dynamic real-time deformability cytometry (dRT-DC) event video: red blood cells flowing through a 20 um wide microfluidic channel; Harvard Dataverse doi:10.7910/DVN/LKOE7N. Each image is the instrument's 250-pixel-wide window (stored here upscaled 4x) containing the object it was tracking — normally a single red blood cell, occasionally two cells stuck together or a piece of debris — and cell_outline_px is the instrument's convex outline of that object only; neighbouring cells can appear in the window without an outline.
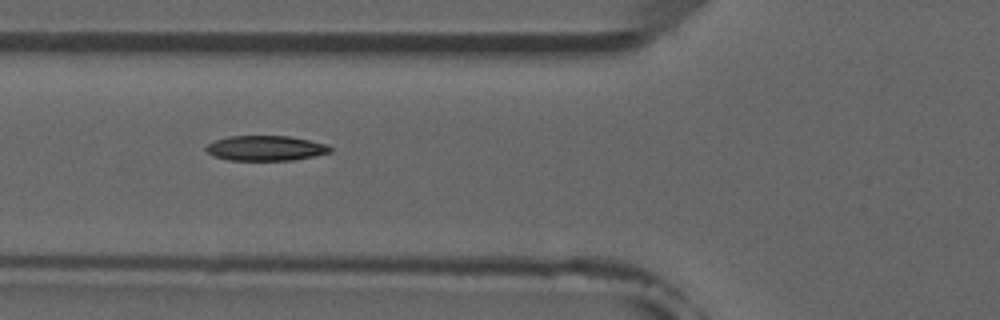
{"species": "common noctule bat (a hibernating species)", "species_latin": "Nyctalus noctula", "temperature_condition": "room temperature", "stored_images_in_passage": 9, "camera_frame_rate_fps": 3000, "um_per_image_px": 0.085, "animal": {"sex": "male", "forearm_length_mm": 52.5}, "frame": {"image": 1, "passage_image": 7, "time_ms": 6.667, "image_size_px": [1000, 320], "cell_outline_px": [[332, 152], [292, 160], [228, 160], [212, 156], [204, 148], [208, 144], [216, 140], [228, 136], [288, 136], [328, 144], [332, 148]], "centroid_in_image_um": [22.57, 12.59], "position_along_channel_um": 103.2, "area_um2": 18.09}}
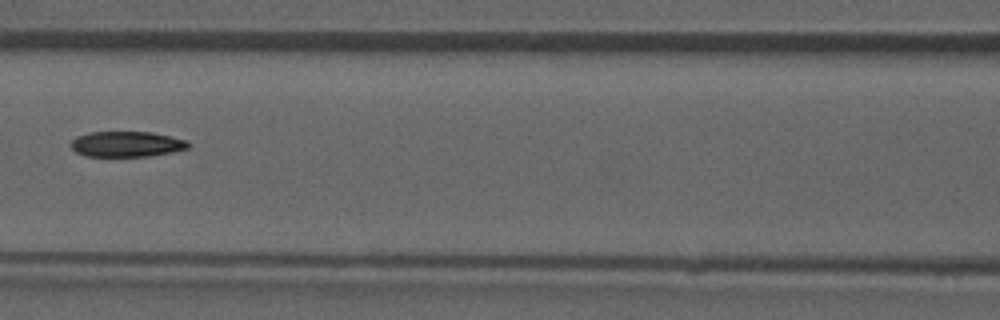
{"frame": {"image": 2, "passage_image": 8, "time_ms": 8.0, "image_size_px": [1000, 320], "cell_outline_px": [[192, 144], [188, 148], [172, 152], [152, 156], [84, 156], [76, 152], [72, 148], [72, 140], [76, 136], [88, 132], [152, 132], [188, 140]], "centroid_in_image_um": [10.8, 12.25], "position_along_channel_um": 155.8, "area_um2": 17.57}}